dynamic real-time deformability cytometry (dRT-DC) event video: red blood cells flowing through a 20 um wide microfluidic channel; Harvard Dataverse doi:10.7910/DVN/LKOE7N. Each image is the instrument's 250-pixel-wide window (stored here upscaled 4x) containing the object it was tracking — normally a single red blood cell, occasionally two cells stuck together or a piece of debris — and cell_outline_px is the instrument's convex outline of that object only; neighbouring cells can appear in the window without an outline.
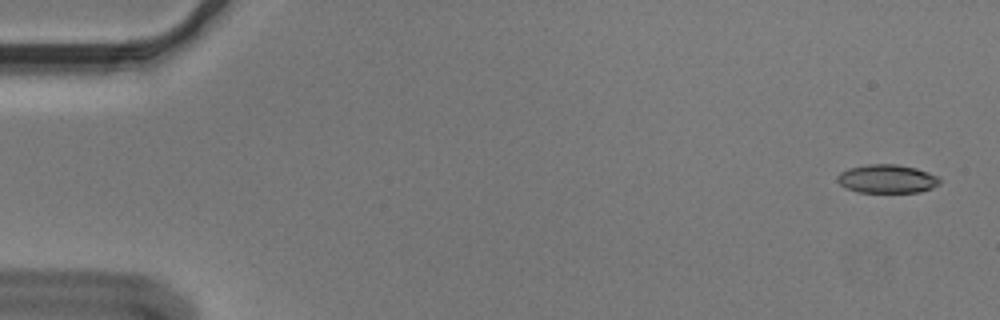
{"species": "Egyptian fruit bat (a non-hibernating species)", "species_latin": "Rousettus aegyptiacus", "temperature_condition": "cold", "stored_images_in_passage": 55, "camera_frame_rate_fps": 3000, "um_per_image_px": 0.085, "animal": {"sex": "male"}, "frame": {"image": 1, "passage_image": 2, "time_ms": 0.333, "image_size_px": [1000, 320], "cell_outline_px": [[940, 184], [932, 188], [920, 192], [860, 192], [844, 188], [836, 180], [836, 176], [840, 172], [848, 168], [868, 164], [896, 164], [916, 168], [928, 172], [936, 176], [940, 180]], "centroid_in_image_um": [75.37, 15.2], "position_along_channel_um": 9.6, "area_um2": 17.11}}
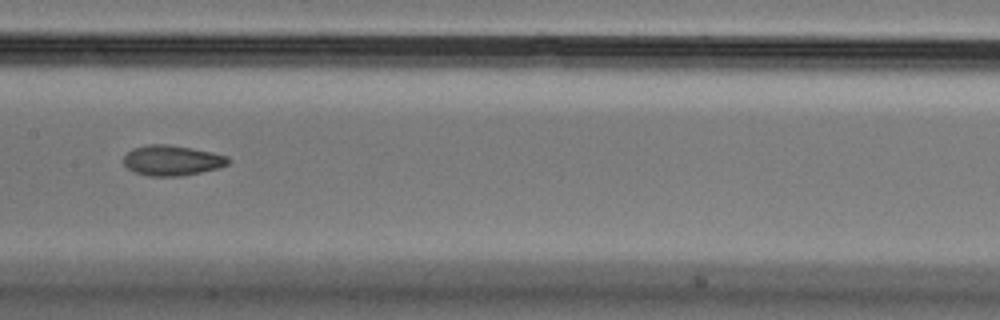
{"frame": {"image": 2, "passage_image": 28, "time_ms": 9.0, "image_size_px": [1000, 320], "cell_outline_px": [[232, 160], [228, 164], [220, 168], [184, 176], [148, 176], [136, 172], [128, 168], [124, 164], [124, 156], [132, 148], [148, 144], [168, 144], [192, 148], [212, 152], [228, 156]], "centroid_in_image_um": [14.66, 13.63], "position_along_channel_um": 192.7, "area_um2": 18.67}}
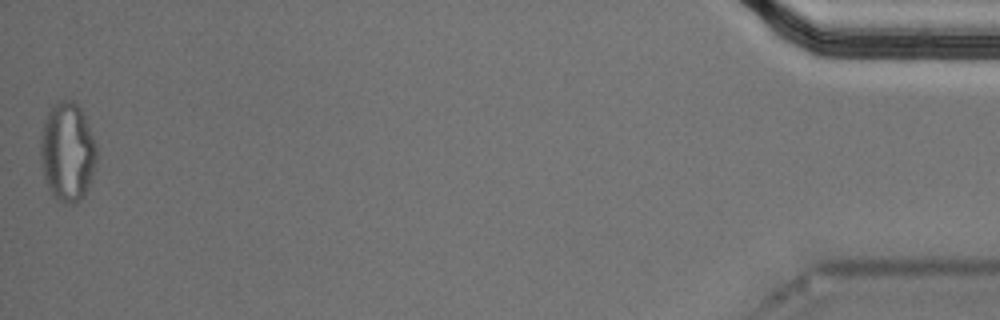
{"frame": {"image": 3, "passage_image": 55, "time_ms": 18.0, "image_size_px": [1000, 320], "cell_outline_px": [[96, 160], [88, 188], [80, 200], [76, 204], [64, 204], [52, 196], [44, 180], [40, 160], [40, 136], [48, 112], [52, 104], [56, 100], [72, 100], [80, 108], [84, 116], [96, 144]], "centroid_in_image_um": [5.7, 12.93], "position_along_channel_um": 429.5, "area_um2": 32.6}, "authors_computed_cell_mechanics": {"area_um2": 18.207, "velocity_mm_per_s": 3.6406, "shape_relaxation_time_tau1_ms": null, "shape_relaxation_time_tau2_ms": 2.654, "deformation_change_tau1": null, "deformation_change_tau2": 0.0827}}